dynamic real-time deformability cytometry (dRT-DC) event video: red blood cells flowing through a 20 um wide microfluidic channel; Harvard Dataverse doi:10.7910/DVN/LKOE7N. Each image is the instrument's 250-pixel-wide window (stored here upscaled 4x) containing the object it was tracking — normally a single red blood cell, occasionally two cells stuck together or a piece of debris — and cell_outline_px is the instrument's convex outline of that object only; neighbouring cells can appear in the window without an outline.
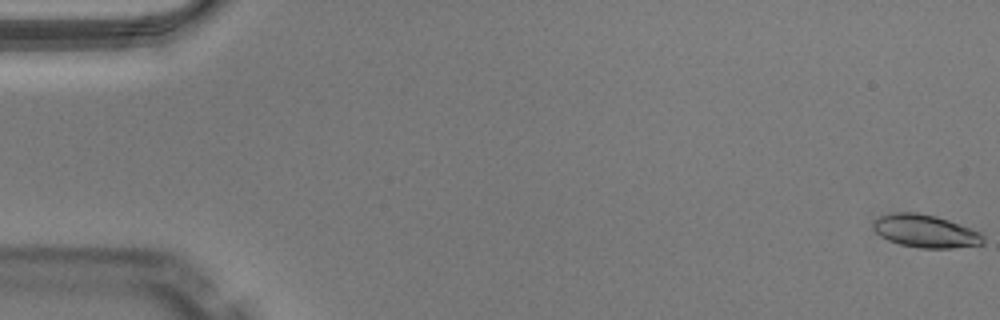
{"species": "Egyptian fruit bat (a non-hibernating species)", "species_latin": "Rousettus aegyptiacus", "temperature_condition": "warm", "stored_images_in_passage": 51, "camera_frame_rate_fps": 3000, "um_per_image_px": 0.085, "animal": {"sex": "male"}, "frame": {"image": 1, "passage_image": 1, "time_ms": 0.0, "image_size_px": [1000, 320], "cell_outline_px": [[984, 244], [952, 248], [920, 248], [900, 244], [888, 240], [880, 236], [872, 228], [872, 224], [880, 216], [892, 212], [916, 212], [936, 216], [948, 220], [980, 232], [984, 236]], "centroid_in_image_um": [78.65, 19.65], "position_along_channel_um": 6.4, "area_um2": 21.04}}
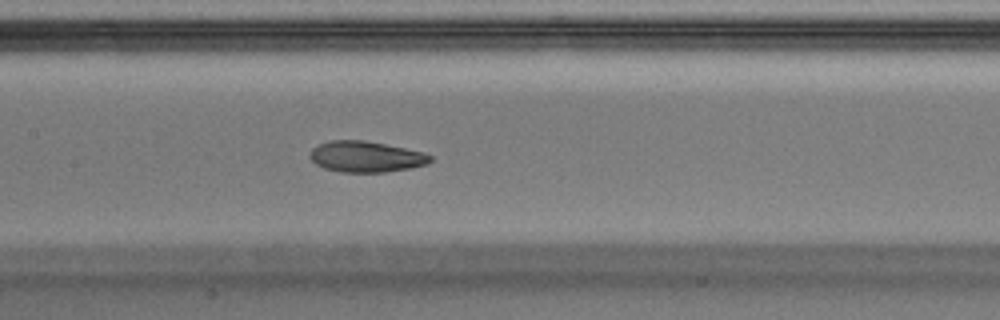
{"frame": {"image": 2, "passage_image": 25, "time_ms": 8.0, "image_size_px": [1000, 320], "cell_outline_px": [[432, 160], [428, 164], [412, 168], [384, 172], [340, 172], [324, 168], [316, 164], [308, 156], [308, 152], [312, 148], [320, 144], [332, 140], [364, 140], [424, 152], [432, 156]], "centroid_in_image_um": [31.1, 13.32], "position_along_channel_um": 176.3, "area_um2": 21.79}}
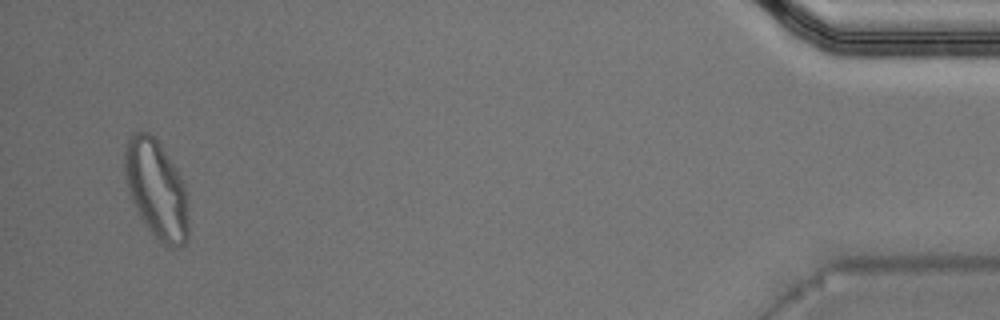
{"frame": {"image": 3, "passage_image": 49, "time_ms": 16.0, "image_size_px": [1000, 320], "cell_outline_px": [[188, 240], [184, 244], [172, 248], [168, 248], [156, 240], [140, 216], [128, 192], [124, 172], [124, 152], [128, 136], [132, 132], [148, 132], [156, 136], [176, 168], [184, 184], [188, 220]], "centroid_in_image_um": [13.28, 16.07], "position_along_channel_um": 421.9, "area_um2": 36.93}, "authors_computed_cell_mechanics": {"area_um2": 22.0218, "velocity_mm_per_s": 4.0478, "shape_relaxation_time_tau1_ms": 5.6242, "shape_relaxation_time_tau2_ms": 1.0378, "deformation_change_tau1": 0.1908, "deformation_change_tau2": 0.0672}}